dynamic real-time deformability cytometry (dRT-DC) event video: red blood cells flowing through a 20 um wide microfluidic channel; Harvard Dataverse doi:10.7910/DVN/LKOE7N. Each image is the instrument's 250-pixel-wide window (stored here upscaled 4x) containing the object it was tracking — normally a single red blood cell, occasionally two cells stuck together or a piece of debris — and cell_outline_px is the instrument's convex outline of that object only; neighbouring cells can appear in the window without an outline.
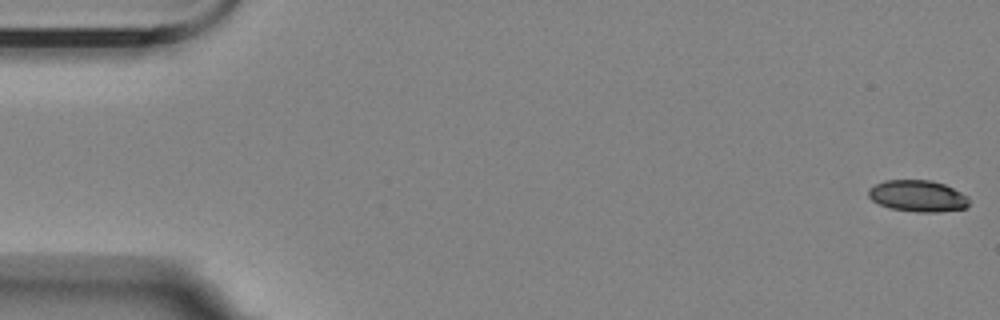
{"species": "Egyptian fruit bat (a non-hibernating species)", "species_latin": "Rousettus aegyptiacus", "temperature_condition": "room temperature", "stored_images_in_passage": 57, "camera_frame_rate_fps": 3000, "um_per_image_px": 0.085, "animal": {"sex": "female"}, "frame": {"image": 1, "passage_image": 1, "time_ms": 0.0, "image_size_px": [1000, 320], "cell_outline_px": [[968, 208], [940, 212], [916, 212], [892, 208], [880, 204], [872, 200], [868, 196], [868, 188], [884, 180], [932, 180], [944, 184], [968, 196]], "centroid_in_image_um": [78.02, 16.66], "position_along_channel_um": 7.0, "area_um2": 18.5}}
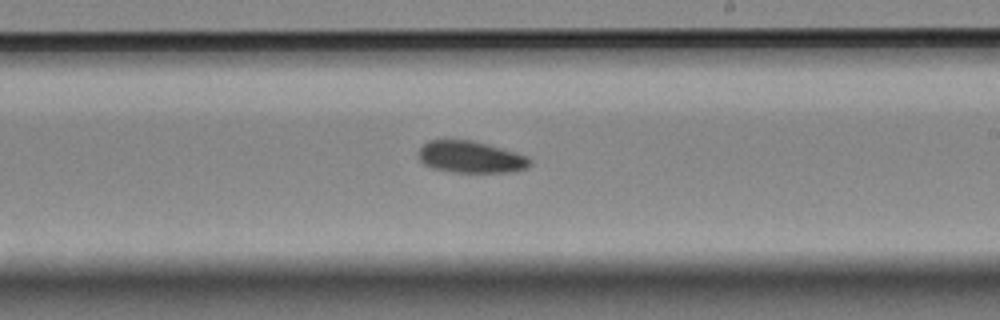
{"frame": {"image": 2, "passage_image": 33, "time_ms": 10.667, "image_size_px": [1000, 320], "cell_outline_px": [[532, 164], [528, 168], [508, 172], [452, 172], [432, 168], [424, 164], [420, 160], [416, 152], [428, 140], [472, 140], [488, 144], [524, 156], [532, 160]], "centroid_in_image_um": [39.96, 13.35], "position_along_channel_um": 249.0, "area_um2": 20.58}}
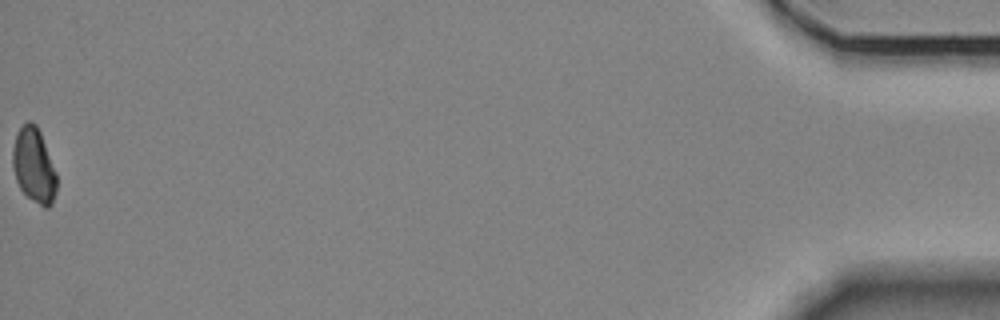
{"frame": {"image": 3, "passage_image": 57, "time_ms": 18.667, "image_size_px": [1000, 320], "cell_outline_px": [[56, 192], [52, 204], [48, 208], [44, 208], [28, 196], [20, 188], [16, 180], [12, 168], [12, 152], [16, 136], [20, 128], [28, 120], [32, 120], [36, 124], [40, 132], [56, 172]], "centroid_in_image_um": [2.88, 14.07], "position_along_channel_um": 432.3, "area_um2": 19.07}}